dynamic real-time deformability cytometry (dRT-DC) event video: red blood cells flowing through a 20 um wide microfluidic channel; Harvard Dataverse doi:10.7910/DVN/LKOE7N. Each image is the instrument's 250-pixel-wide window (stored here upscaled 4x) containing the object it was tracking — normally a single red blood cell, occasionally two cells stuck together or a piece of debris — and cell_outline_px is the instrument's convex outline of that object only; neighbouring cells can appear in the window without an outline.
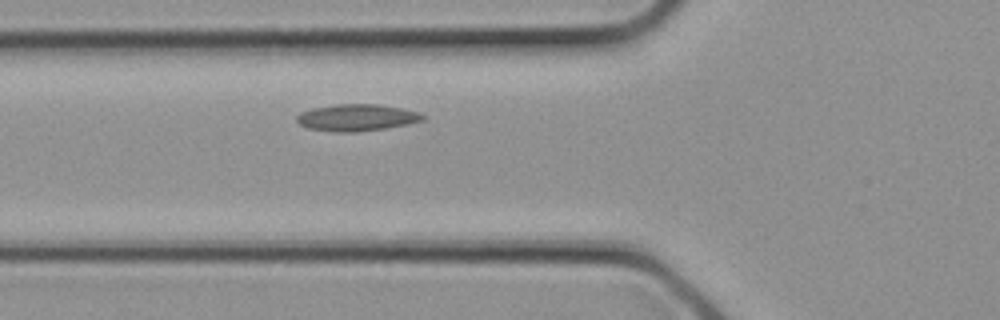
{"species": "common noctule bat (a hibernating species)", "species_latin": "Nyctalus noctula", "temperature_condition": "cold", "stored_images_in_passage": 12, "camera_frame_rate_fps": 3000, "um_per_image_px": 0.085, "animal": {"sex": "female", "body_mass_g": 21.9}, "frame": {"image": 1, "passage_image": 5, "time_ms": 1.333, "image_size_px": [1000, 320], "cell_outline_px": [[424, 120], [408, 124], [360, 132], [336, 132], [308, 128], [300, 124], [296, 120], [296, 116], [300, 112], [312, 108], [336, 104], [380, 104], [420, 112], [424, 116]], "centroid_in_image_um": [30.31, 9.99], "position_along_channel_um": 95.5, "area_um2": 19.71}}
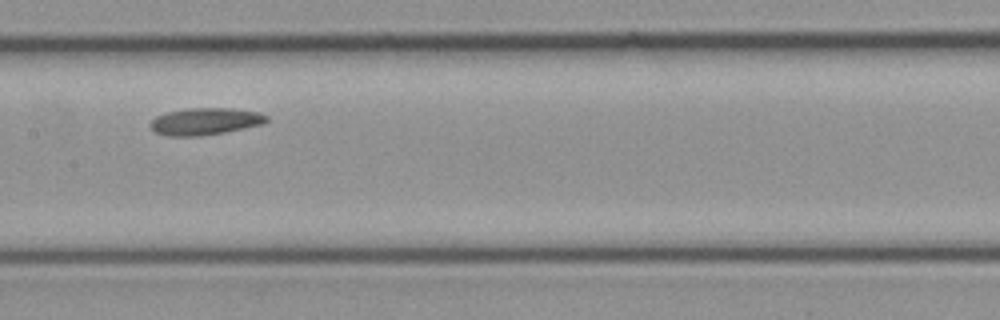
{"frame": {"image": 2, "passage_image": 9, "time_ms": 2.667, "image_size_px": [1000, 320], "cell_outline_px": [[268, 120], [264, 124], [224, 132], [200, 136], [168, 136], [156, 132], [148, 124], [156, 116], [168, 112], [188, 108], [232, 108], [260, 112], [268, 116]], "centroid_in_image_um": [17.46, 10.31], "position_along_channel_um": 189.9, "area_um2": 18.32}}
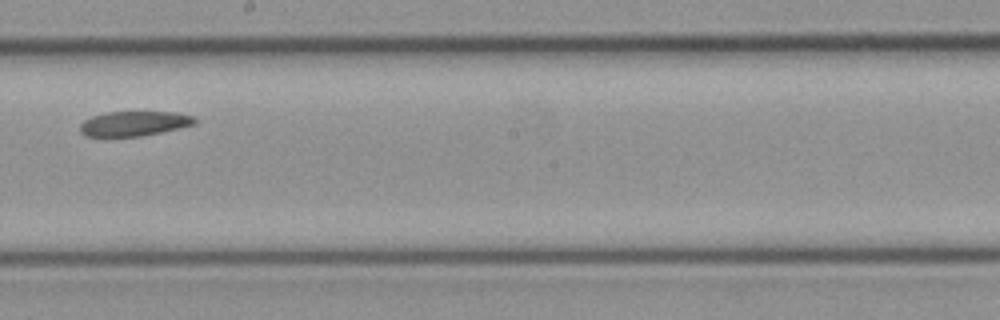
{"frame": {"image": 3, "passage_image": 11, "time_ms": 3.333, "image_size_px": [1000, 320], "cell_outline_px": [[196, 124], [180, 128], [140, 136], [84, 136], [80, 132], [80, 124], [84, 120], [92, 116], [104, 112], [176, 112], [192, 116], [196, 120]], "centroid_in_image_um": [11.38, 10.5], "position_along_channel_um": 236.8, "area_um2": 16.53}}